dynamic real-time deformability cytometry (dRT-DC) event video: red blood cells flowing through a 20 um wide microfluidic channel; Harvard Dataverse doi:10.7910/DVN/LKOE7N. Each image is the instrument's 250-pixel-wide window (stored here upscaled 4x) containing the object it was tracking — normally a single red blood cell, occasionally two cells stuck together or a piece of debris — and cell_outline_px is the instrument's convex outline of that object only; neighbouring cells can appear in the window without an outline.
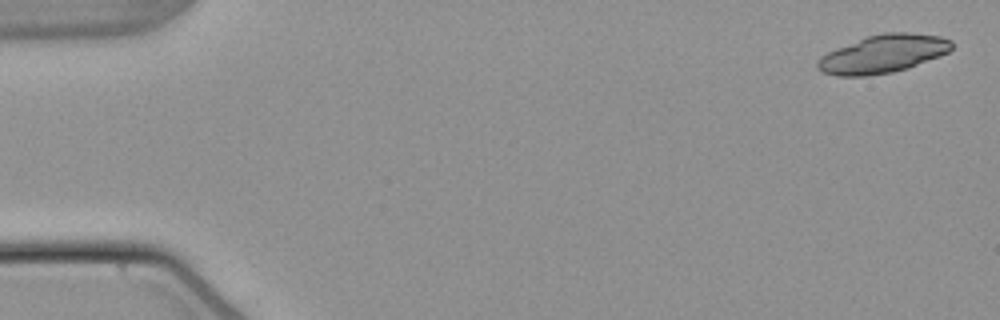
{"species": "common noctule bat (a hibernating species)", "species_latin": "Nyctalus noctula", "temperature_condition": "warm", "stored_images_in_passage": 24, "camera_frame_rate_fps": 3000, "um_per_image_px": 0.085, "animal": {"sex": "male", "body_mass_g": 21.5, "forearm_length_mm": 52.0}, "frame": {"image": 1, "passage_image": 1, "time_ms": 0.0, "image_size_px": [1000, 320], "cell_outline_px": [[952, 48], [948, 52], [940, 56], [908, 68], [892, 72], [868, 76], [836, 76], [820, 72], [816, 68], [816, 60], [820, 56], [836, 48], [868, 36], [884, 32], [908, 32], [940, 36], [952, 40]], "centroid_in_image_um": [75.03, 4.59], "position_along_channel_um": 10.0, "area_um2": 29.94}}
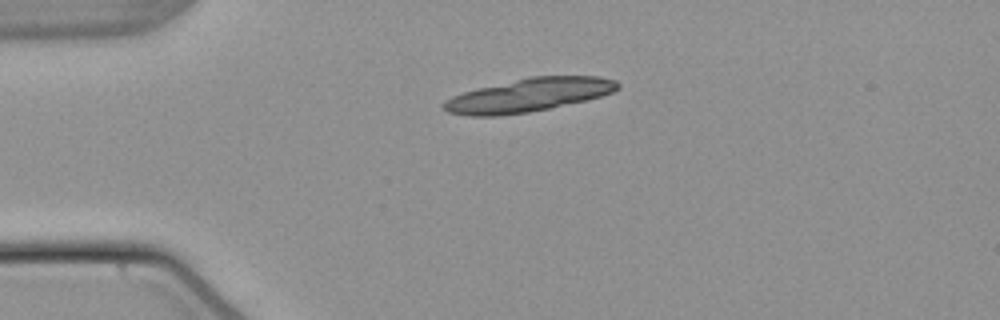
{"frame": {"image": 2, "passage_image": 12, "time_ms": 3.667, "image_size_px": [1000, 320], "cell_outline_px": [[620, 88], [612, 92], [588, 100], [528, 112], [496, 116], [468, 116], [448, 112], [440, 108], [440, 104], [444, 100], [452, 96], [476, 88], [528, 76], [600, 76], [616, 80], [620, 84]], "centroid_in_image_um": [44.9, 8.07], "position_along_channel_um": 40.1, "area_um2": 34.16}}